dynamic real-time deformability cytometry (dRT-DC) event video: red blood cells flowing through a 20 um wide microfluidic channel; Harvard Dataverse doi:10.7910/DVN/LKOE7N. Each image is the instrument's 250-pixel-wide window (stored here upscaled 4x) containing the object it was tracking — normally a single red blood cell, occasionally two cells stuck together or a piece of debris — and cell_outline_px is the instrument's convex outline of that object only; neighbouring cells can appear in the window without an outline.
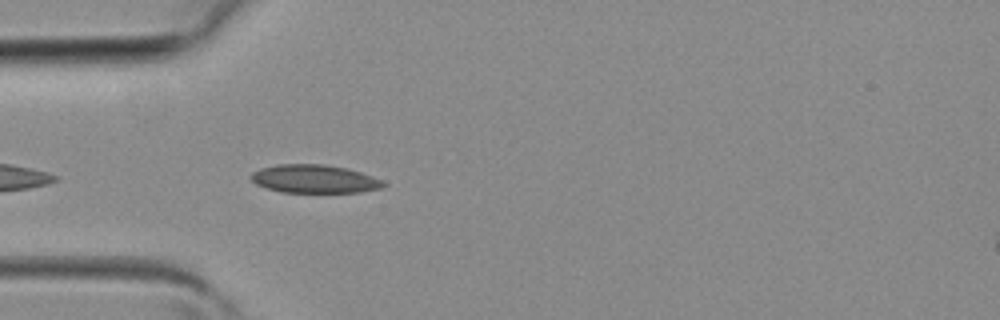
{"species": "common noctule bat (a hibernating species)", "species_latin": "Nyctalus noctula", "temperature_condition": "room temperature", "stored_images_in_passage": 4, "camera_frame_rate_fps": 3000, "um_per_image_px": 0.085, "animal": {"sex": "female", "body_mass_g": 19.3, "forearm_length_mm": 54.1}, "frame": {"image": 1, "passage_image": 4, "time_ms": 1.0, "image_size_px": [1000, 320], "cell_outline_px": [[388, 184], [380, 188], [360, 192], [280, 192], [256, 184], [252, 180], [252, 172], [260, 168], [276, 164], [324, 164], [348, 168], [372, 176]], "centroid_in_image_um": [26.72, 15.2], "position_along_channel_um": 58.3, "area_um2": 21.73}}